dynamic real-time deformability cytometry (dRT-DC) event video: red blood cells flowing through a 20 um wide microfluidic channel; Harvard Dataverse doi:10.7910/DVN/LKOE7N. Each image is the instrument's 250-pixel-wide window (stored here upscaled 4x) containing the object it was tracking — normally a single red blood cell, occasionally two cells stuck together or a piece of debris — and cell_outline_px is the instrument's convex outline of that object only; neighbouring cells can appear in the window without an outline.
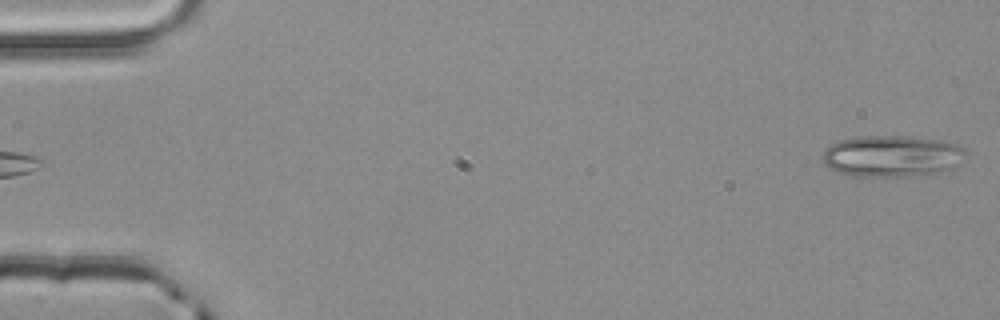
{"species": "common noctule bat (a hibernating species)", "species_latin": "Nyctalus noctula", "temperature_condition": "room temperature", "stored_images_in_passage": 2, "segment_of_instrument_passage": [2, 2], "camera_frame_rate_fps": 3000, "um_per_image_px": 0.085, "animal": {"sex": "male", "body_mass_g": 20.4}, "frame": {"image": 1, "passage_image": 2, "time_ms": 0.333, "image_size_px": [1000, 320], "cell_outline_px": [[968, 152], [956, 168], [940, 172], [904, 176], [852, 176], [828, 168], [820, 160], [828, 144], [840, 140], [856, 136], [904, 136], [940, 140], [956, 144], [964, 148]], "centroid_in_image_um": [75.8, 13.26], "position_along_channel_um": 9.2, "area_um2": 34.91}}